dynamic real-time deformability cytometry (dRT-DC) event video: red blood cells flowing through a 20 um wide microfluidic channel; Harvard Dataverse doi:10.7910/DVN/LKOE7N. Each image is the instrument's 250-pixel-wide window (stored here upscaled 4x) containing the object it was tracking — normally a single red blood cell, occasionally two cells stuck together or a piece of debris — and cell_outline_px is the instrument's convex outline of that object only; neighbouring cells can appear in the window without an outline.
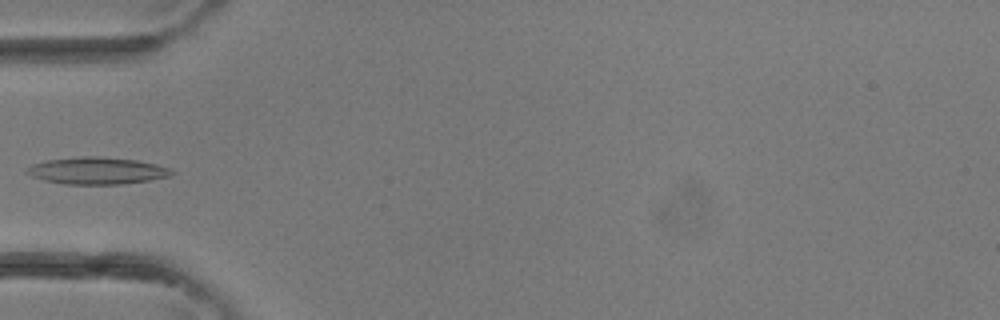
{"species": "common noctule bat (a hibernating species)", "species_latin": "Nyctalus noctula", "temperature_condition": "room temperature", "stored_images_in_passage": 3, "camera_frame_rate_fps": 3000, "um_per_image_px": 0.085, "animal": {"sex": "female"}, "frame": {"image": 1, "passage_image": 3, "time_ms": 0.667, "image_size_px": [1000, 320], "cell_outline_px": [[176, 172], [168, 176], [148, 180], [120, 184], [64, 184], [44, 180], [32, 176], [24, 172], [24, 168], [32, 164], [48, 160], [80, 156], [100, 156], [136, 160], [156, 164], [168, 168]], "centroid_in_image_um": [8.19, 14.5], "position_along_channel_um": 76.8, "area_um2": 22.72}}